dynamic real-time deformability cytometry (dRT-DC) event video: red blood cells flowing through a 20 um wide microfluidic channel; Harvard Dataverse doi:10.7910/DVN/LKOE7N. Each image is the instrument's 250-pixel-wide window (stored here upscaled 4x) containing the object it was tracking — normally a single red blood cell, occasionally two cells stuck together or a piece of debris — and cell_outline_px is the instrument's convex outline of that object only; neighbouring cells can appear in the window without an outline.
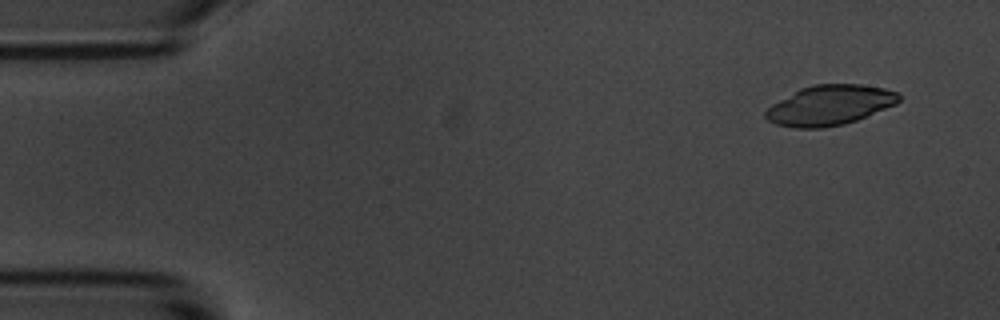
{"species": "common noctule bat (a hibernating species)", "species_latin": "Nyctalus noctula", "temperature_condition": "room temperature", "stored_images_in_passage": 5, "camera_frame_rate_fps": 3000, "um_per_image_px": 0.085, "animal": {"sex": "male", "body_mass_g": 20.1, "forearm_length_mm": 53.5}, "frame": {"image": 1, "passage_image": 1, "time_ms": 0.0, "image_size_px": [1000, 320], "cell_outline_px": [[900, 100], [896, 104], [856, 120], [844, 124], [824, 128], [796, 128], [776, 124], [768, 120], [764, 116], [764, 112], [772, 104], [800, 88], [812, 84], [860, 84], [884, 88], [896, 92], [900, 96]], "centroid_in_image_um": [70.51, 8.94], "position_along_channel_um": 14.5, "area_um2": 30.98}}